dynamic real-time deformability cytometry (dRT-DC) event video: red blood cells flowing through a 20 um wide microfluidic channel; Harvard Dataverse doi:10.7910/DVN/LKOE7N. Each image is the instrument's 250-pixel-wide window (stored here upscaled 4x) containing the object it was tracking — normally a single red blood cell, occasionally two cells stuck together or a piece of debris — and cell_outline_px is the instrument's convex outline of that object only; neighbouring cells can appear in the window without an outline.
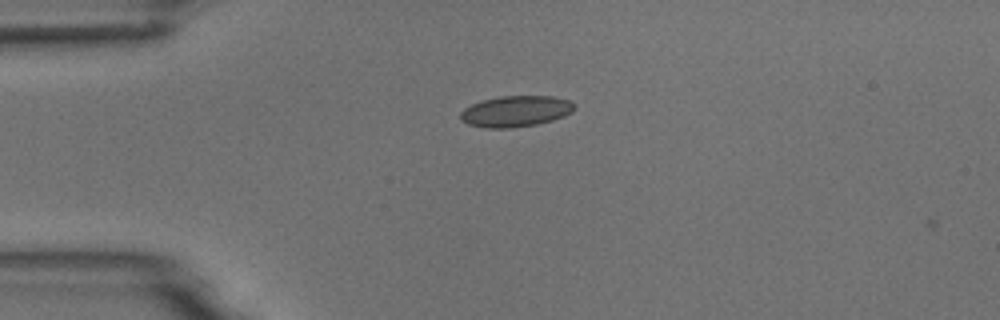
{"species": "common noctule bat (a hibernating species)", "species_latin": "Nyctalus noctula", "temperature_condition": "room temperature", "stored_images_in_passage": 3, "camera_frame_rate_fps": 3000, "um_per_image_px": 0.085, "animal": {"sex": "male", "body_mass_g": 18.8}, "frame": {"image": 1, "passage_image": 1, "time_ms": 0.0, "image_size_px": [1000, 320], "cell_outline_px": [[576, 108], [572, 112], [564, 116], [552, 120], [536, 124], [512, 128], [484, 128], [468, 124], [460, 120], [460, 112], [464, 108], [480, 100], [500, 96], [552, 96], [572, 100], [576, 104]], "centroid_in_image_um": [43.84, 9.45], "position_along_channel_um": 41.2, "area_um2": 20.92}}